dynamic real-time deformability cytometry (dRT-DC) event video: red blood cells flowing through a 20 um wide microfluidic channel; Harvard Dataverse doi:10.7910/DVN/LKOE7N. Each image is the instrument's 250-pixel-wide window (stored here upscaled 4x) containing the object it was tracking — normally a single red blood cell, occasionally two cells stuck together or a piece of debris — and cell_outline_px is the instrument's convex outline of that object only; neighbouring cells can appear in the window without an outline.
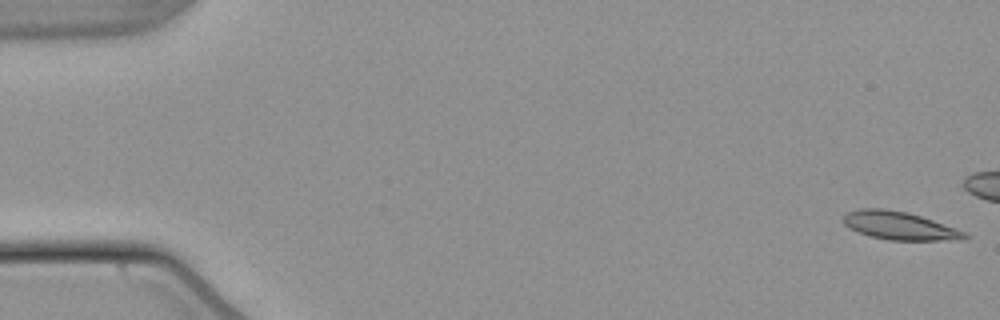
{"species": "common noctule bat (a hibernating species)", "species_latin": "Nyctalus noctula", "temperature_condition": "warm", "stored_images_in_passage": 16, "camera_frame_rate_fps": 3000, "um_per_image_px": 0.085, "animal": {"sex": "male", "body_mass_g": 21.5, "forearm_length_mm": 52.0}, "frame": {"image": 1, "passage_image": 1, "time_ms": 0.0, "image_size_px": [1000, 320], "cell_outline_px": [[972, 236], [964, 240], [888, 240], [872, 236], [860, 232], [844, 224], [840, 220], [848, 212], [860, 208], [884, 208], [908, 212], [932, 220], [964, 232]], "centroid_in_image_um": [76.46, 19.18], "position_along_channel_um": 8.5, "area_um2": 19.71}}